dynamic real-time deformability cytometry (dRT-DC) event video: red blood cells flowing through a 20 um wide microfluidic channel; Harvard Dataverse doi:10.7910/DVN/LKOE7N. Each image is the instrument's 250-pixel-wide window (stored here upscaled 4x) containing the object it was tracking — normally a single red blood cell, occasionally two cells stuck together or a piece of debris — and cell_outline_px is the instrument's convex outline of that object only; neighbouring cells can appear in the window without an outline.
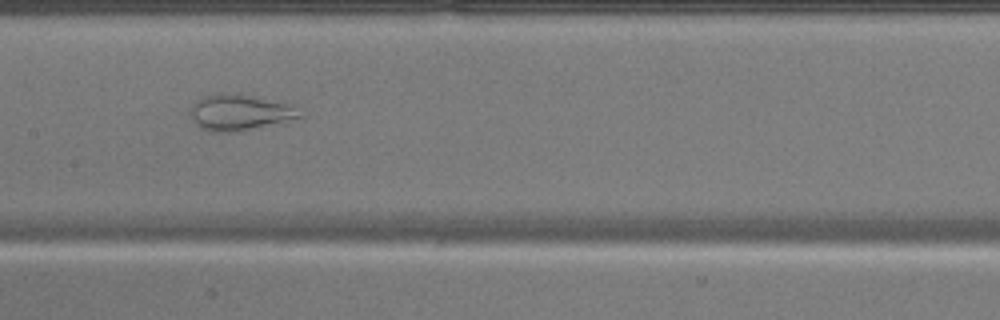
{"species": "common noctule bat (a hibernating species)", "species_latin": "Nyctalus noctula", "temperature_condition": "warm", "stored_images_in_passage": 32, "camera_frame_rate_fps": 3000, "um_per_image_px": 0.085, "animal": {"sex": "male", "body_mass_g": 17.9}, "frame": {"image": 1, "passage_image": 10, "time_ms": 3.0, "image_size_px": [1000, 320], "cell_outline_px": [[304, 116], [284, 124], [240, 132], [208, 132], [200, 128], [192, 120], [188, 112], [188, 108], [196, 100], [204, 96], [216, 92], [224, 92], [252, 96], [284, 104], [296, 108]], "centroid_in_image_um": [20.33, 9.6], "position_along_channel_um": 187.1, "area_um2": 23.64}}
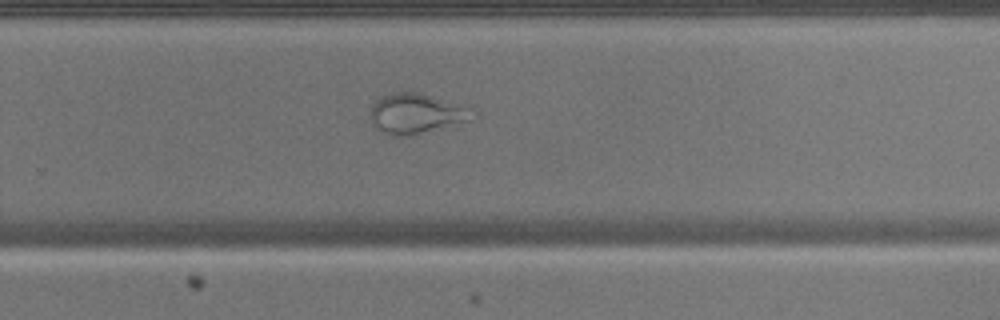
{"frame": {"image": 2, "passage_image": 18, "time_ms": 5.667, "image_size_px": [1000, 320], "cell_outline_px": [[476, 120], [408, 136], [388, 136], [380, 132], [372, 124], [368, 116], [372, 104], [376, 100], [392, 92], [420, 92], [468, 104], [476, 112]], "centroid_in_image_um": [35.46, 9.65], "position_along_channel_um": 294.3, "area_um2": 25.09}}
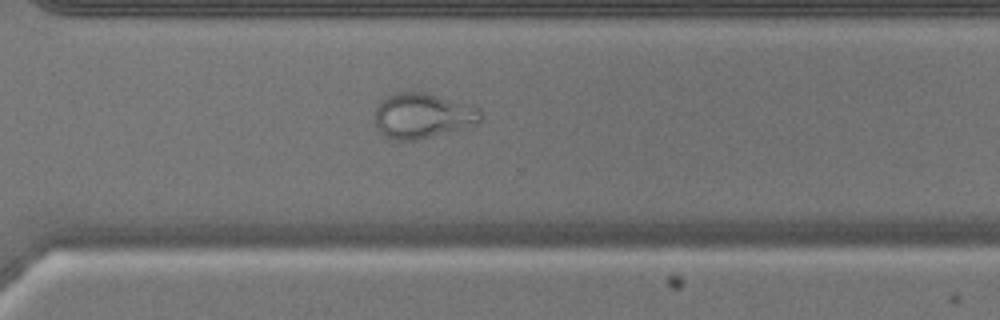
{"frame": {"image": 3, "passage_image": 21, "time_ms": 6.667, "image_size_px": [1000, 320], "cell_outline_px": [[484, 120], [476, 124], [464, 128], [416, 140], [396, 140], [380, 132], [376, 124], [376, 108], [380, 100], [396, 92], [424, 92], [472, 104], [480, 108], [484, 116]], "centroid_in_image_um": [36.0, 9.82], "position_along_channel_um": 334.6, "area_um2": 28.03}}